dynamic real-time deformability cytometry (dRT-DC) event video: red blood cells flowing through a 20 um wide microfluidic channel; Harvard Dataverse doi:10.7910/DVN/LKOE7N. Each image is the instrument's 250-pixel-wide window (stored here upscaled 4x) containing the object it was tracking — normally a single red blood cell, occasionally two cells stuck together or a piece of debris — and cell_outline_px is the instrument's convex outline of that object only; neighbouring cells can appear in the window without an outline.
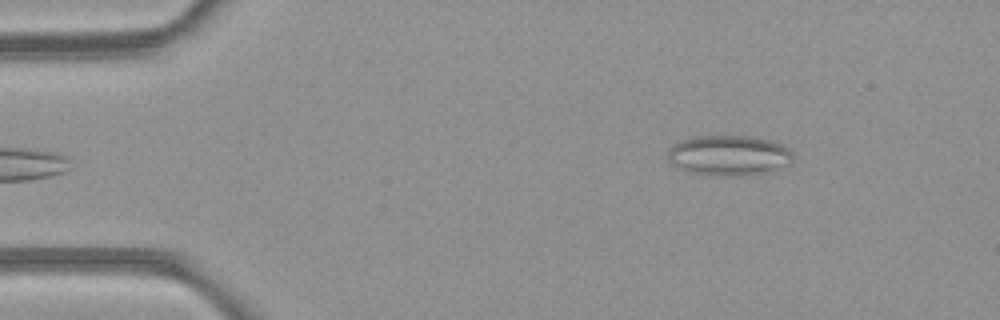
{"species": "common noctule bat (a hibernating species)", "species_latin": "Nyctalus noctula", "temperature_condition": "room temperature", "stored_images_in_passage": 4, "camera_frame_rate_fps": 3000, "um_per_image_px": 0.085, "animal": {"sex": "female", "body_mass_g": 21.9}, "frame": {"image": 1, "passage_image": 4, "time_ms": 3.667, "image_size_px": [1000, 320], "cell_outline_px": [[792, 160], [788, 164], [764, 172], [744, 176], [720, 176], [688, 172], [680, 168], [668, 160], [668, 152], [672, 144], [696, 136], [748, 136], [768, 140], [780, 144], [788, 148], [792, 152]], "centroid_in_image_um": [61.93, 13.21], "position_along_channel_um": 23.1, "area_um2": 29.07}}